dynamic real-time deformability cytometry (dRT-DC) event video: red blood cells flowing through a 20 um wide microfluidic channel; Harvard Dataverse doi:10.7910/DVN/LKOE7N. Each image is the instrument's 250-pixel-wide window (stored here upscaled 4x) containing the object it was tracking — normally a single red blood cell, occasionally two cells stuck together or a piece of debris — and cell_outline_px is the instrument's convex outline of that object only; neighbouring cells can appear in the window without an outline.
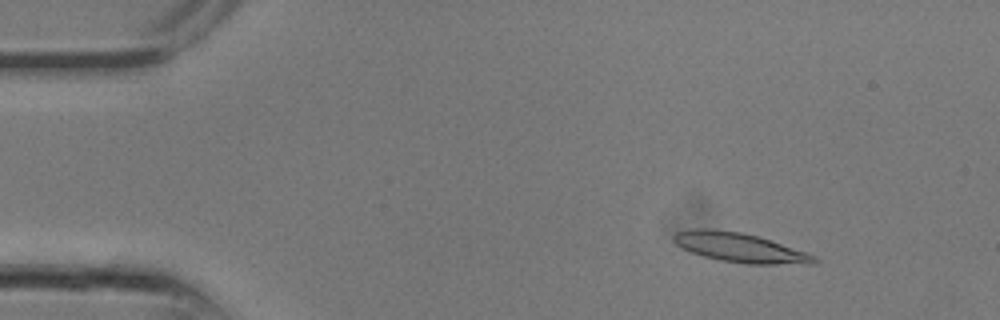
{"species": "common noctule bat (a hibernating species)", "species_latin": "Nyctalus noctula", "temperature_condition": "room temperature", "stored_images_in_passage": 12, "camera_frame_rate_fps": 3000, "um_per_image_px": 0.085, "animal": {"sex": "male", "body_mass_g": 13.3}, "frame": {"image": 1, "passage_image": 1, "time_ms": 0.0, "image_size_px": [1000, 320], "cell_outline_px": [[820, 260], [816, 264], [748, 264], [720, 260], [704, 256], [692, 252], [676, 244], [672, 240], [672, 236], [676, 232], [692, 228], [712, 228], [740, 232], [756, 236], [816, 256]], "centroid_in_image_um": [62.85, 21.04], "position_along_channel_um": 22.1, "area_um2": 23.81}}
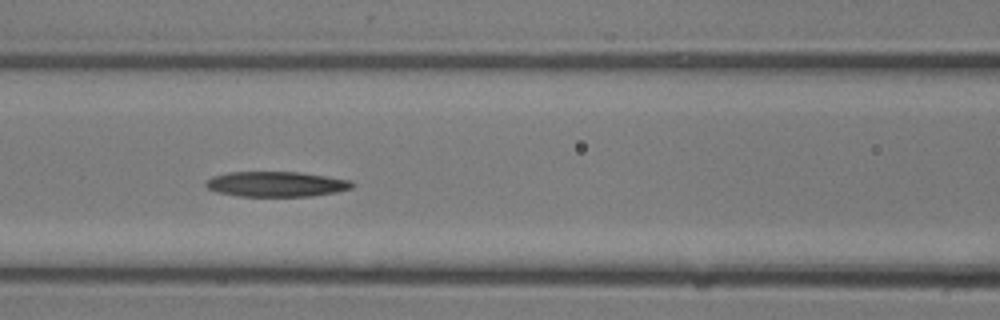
{"frame": {"image": 2, "passage_image": 9, "time_ms": 2.667, "image_size_px": [1000, 320], "cell_outline_px": [[356, 184], [352, 188], [336, 192], [312, 196], [240, 196], [216, 192], [208, 188], [204, 184], [212, 176], [228, 172], [300, 172], [348, 180]], "centroid_in_image_um": [23.46, 15.65], "position_along_channel_um": 143.1, "area_um2": 21.39}}
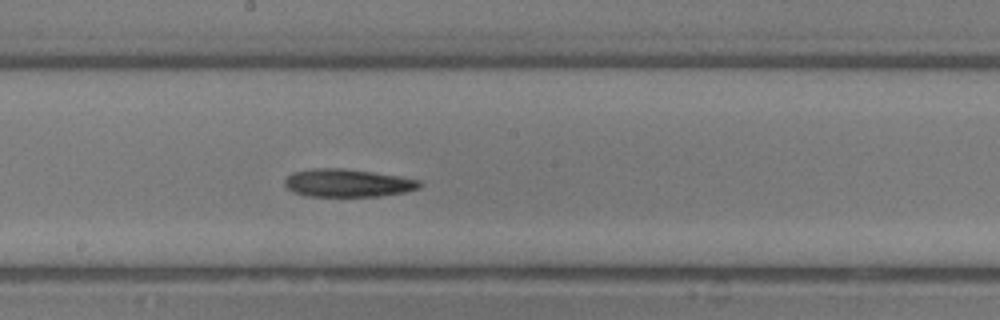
{"frame": {"image": 3, "passage_image": 12, "time_ms": 3.667, "image_size_px": [1000, 320], "cell_outline_px": [[420, 188], [404, 192], [380, 196], [304, 196], [292, 192], [284, 184], [284, 180], [292, 172], [312, 168], [344, 168], [372, 172], [420, 180]], "centroid_in_image_um": [29.49, 15.55], "position_along_channel_um": 218.7, "area_um2": 21.91}}